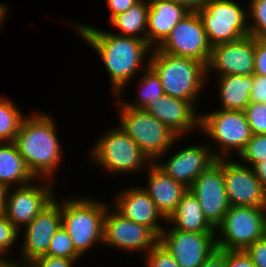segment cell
<instances>
[{
  "mask_svg": "<svg viewBox=\"0 0 266 267\" xmlns=\"http://www.w3.org/2000/svg\"><path fill=\"white\" fill-rule=\"evenodd\" d=\"M149 66L160 77L164 94L193 104L207 78L206 65L198 60L164 53L153 48Z\"/></svg>",
  "mask_w": 266,
  "mask_h": 267,
  "instance_id": "obj_3",
  "label": "cell"
},
{
  "mask_svg": "<svg viewBox=\"0 0 266 267\" xmlns=\"http://www.w3.org/2000/svg\"><path fill=\"white\" fill-rule=\"evenodd\" d=\"M35 182V177L27 168L15 142H0V183L10 188ZM18 183V184H17Z\"/></svg>",
  "mask_w": 266,
  "mask_h": 267,
  "instance_id": "obj_24",
  "label": "cell"
},
{
  "mask_svg": "<svg viewBox=\"0 0 266 267\" xmlns=\"http://www.w3.org/2000/svg\"><path fill=\"white\" fill-rule=\"evenodd\" d=\"M244 251L256 267H266V240L264 238L255 241Z\"/></svg>",
  "mask_w": 266,
  "mask_h": 267,
  "instance_id": "obj_36",
  "label": "cell"
},
{
  "mask_svg": "<svg viewBox=\"0 0 266 267\" xmlns=\"http://www.w3.org/2000/svg\"><path fill=\"white\" fill-rule=\"evenodd\" d=\"M7 7L3 4L0 3V25L2 23L3 18L6 17V13H7ZM5 16V17H4Z\"/></svg>",
  "mask_w": 266,
  "mask_h": 267,
  "instance_id": "obj_46",
  "label": "cell"
},
{
  "mask_svg": "<svg viewBox=\"0 0 266 267\" xmlns=\"http://www.w3.org/2000/svg\"><path fill=\"white\" fill-rule=\"evenodd\" d=\"M174 222L173 229L195 233H214L216 229L204 217L196 196L188 189L176 209L165 220Z\"/></svg>",
  "mask_w": 266,
  "mask_h": 267,
  "instance_id": "obj_23",
  "label": "cell"
},
{
  "mask_svg": "<svg viewBox=\"0 0 266 267\" xmlns=\"http://www.w3.org/2000/svg\"><path fill=\"white\" fill-rule=\"evenodd\" d=\"M25 116L9 99L0 98V142H13Z\"/></svg>",
  "mask_w": 266,
  "mask_h": 267,
  "instance_id": "obj_28",
  "label": "cell"
},
{
  "mask_svg": "<svg viewBox=\"0 0 266 267\" xmlns=\"http://www.w3.org/2000/svg\"><path fill=\"white\" fill-rule=\"evenodd\" d=\"M225 267H256L244 250H225Z\"/></svg>",
  "mask_w": 266,
  "mask_h": 267,
  "instance_id": "obj_37",
  "label": "cell"
},
{
  "mask_svg": "<svg viewBox=\"0 0 266 267\" xmlns=\"http://www.w3.org/2000/svg\"><path fill=\"white\" fill-rule=\"evenodd\" d=\"M263 238L266 240V212L264 216Z\"/></svg>",
  "mask_w": 266,
  "mask_h": 267,
  "instance_id": "obj_47",
  "label": "cell"
},
{
  "mask_svg": "<svg viewBox=\"0 0 266 267\" xmlns=\"http://www.w3.org/2000/svg\"><path fill=\"white\" fill-rule=\"evenodd\" d=\"M150 163L149 184L142 189L149 194L156 208L167 219L189 188L165 174L154 162Z\"/></svg>",
  "mask_w": 266,
  "mask_h": 267,
  "instance_id": "obj_22",
  "label": "cell"
},
{
  "mask_svg": "<svg viewBox=\"0 0 266 267\" xmlns=\"http://www.w3.org/2000/svg\"><path fill=\"white\" fill-rule=\"evenodd\" d=\"M239 157L250 167L266 160V134H253Z\"/></svg>",
  "mask_w": 266,
  "mask_h": 267,
  "instance_id": "obj_30",
  "label": "cell"
},
{
  "mask_svg": "<svg viewBox=\"0 0 266 267\" xmlns=\"http://www.w3.org/2000/svg\"><path fill=\"white\" fill-rule=\"evenodd\" d=\"M7 187L0 183V213H3L5 207Z\"/></svg>",
  "mask_w": 266,
  "mask_h": 267,
  "instance_id": "obj_44",
  "label": "cell"
},
{
  "mask_svg": "<svg viewBox=\"0 0 266 267\" xmlns=\"http://www.w3.org/2000/svg\"><path fill=\"white\" fill-rule=\"evenodd\" d=\"M20 231L6 218L3 213H0V255L4 253L18 240Z\"/></svg>",
  "mask_w": 266,
  "mask_h": 267,
  "instance_id": "obj_34",
  "label": "cell"
},
{
  "mask_svg": "<svg viewBox=\"0 0 266 267\" xmlns=\"http://www.w3.org/2000/svg\"><path fill=\"white\" fill-rule=\"evenodd\" d=\"M100 139L91 154L95 163L105 167L108 172H134L142 170L143 165L150 162L138 144L120 127L107 132Z\"/></svg>",
  "mask_w": 266,
  "mask_h": 267,
  "instance_id": "obj_8",
  "label": "cell"
},
{
  "mask_svg": "<svg viewBox=\"0 0 266 267\" xmlns=\"http://www.w3.org/2000/svg\"><path fill=\"white\" fill-rule=\"evenodd\" d=\"M109 211L107 207L103 222L104 245L146 254L159 243L160 237L152 229L123 217L116 210L114 214Z\"/></svg>",
  "mask_w": 266,
  "mask_h": 267,
  "instance_id": "obj_12",
  "label": "cell"
},
{
  "mask_svg": "<svg viewBox=\"0 0 266 267\" xmlns=\"http://www.w3.org/2000/svg\"><path fill=\"white\" fill-rule=\"evenodd\" d=\"M254 74L224 75L219 78L221 109L244 111L250 102Z\"/></svg>",
  "mask_w": 266,
  "mask_h": 267,
  "instance_id": "obj_25",
  "label": "cell"
},
{
  "mask_svg": "<svg viewBox=\"0 0 266 267\" xmlns=\"http://www.w3.org/2000/svg\"><path fill=\"white\" fill-rule=\"evenodd\" d=\"M140 0H107V6L110 11V20L117 14L123 13L130 9Z\"/></svg>",
  "mask_w": 266,
  "mask_h": 267,
  "instance_id": "obj_40",
  "label": "cell"
},
{
  "mask_svg": "<svg viewBox=\"0 0 266 267\" xmlns=\"http://www.w3.org/2000/svg\"><path fill=\"white\" fill-rule=\"evenodd\" d=\"M254 74L266 76V39L255 38Z\"/></svg>",
  "mask_w": 266,
  "mask_h": 267,
  "instance_id": "obj_38",
  "label": "cell"
},
{
  "mask_svg": "<svg viewBox=\"0 0 266 267\" xmlns=\"http://www.w3.org/2000/svg\"><path fill=\"white\" fill-rule=\"evenodd\" d=\"M266 208L230 206L223 221L215 228L222 237L216 240L220 250H245L263 239Z\"/></svg>",
  "mask_w": 266,
  "mask_h": 267,
  "instance_id": "obj_7",
  "label": "cell"
},
{
  "mask_svg": "<svg viewBox=\"0 0 266 267\" xmlns=\"http://www.w3.org/2000/svg\"><path fill=\"white\" fill-rule=\"evenodd\" d=\"M45 255L64 257L68 259H79L81 257L74 248L68 233L62 226L52 237L49 243L48 252Z\"/></svg>",
  "mask_w": 266,
  "mask_h": 267,
  "instance_id": "obj_29",
  "label": "cell"
},
{
  "mask_svg": "<svg viewBox=\"0 0 266 267\" xmlns=\"http://www.w3.org/2000/svg\"><path fill=\"white\" fill-rule=\"evenodd\" d=\"M246 12L233 0H211L201 8L197 13L210 46L237 41L250 35Z\"/></svg>",
  "mask_w": 266,
  "mask_h": 267,
  "instance_id": "obj_6",
  "label": "cell"
},
{
  "mask_svg": "<svg viewBox=\"0 0 266 267\" xmlns=\"http://www.w3.org/2000/svg\"><path fill=\"white\" fill-rule=\"evenodd\" d=\"M252 168L266 190V160L255 164Z\"/></svg>",
  "mask_w": 266,
  "mask_h": 267,
  "instance_id": "obj_43",
  "label": "cell"
},
{
  "mask_svg": "<svg viewBox=\"0 0 266 267\" xmlns=\"http://www.w3.org/2000/svg\"><path fill=\"white\" fill-rule=\"evenodd\" d=\"M54 120L44 114L25 117L15 144L29 171L35 178H52L61 161V150Z\"/></svg>",
  "mask_w": 266,
  "mask_h": 267,
  "instance_id": "obj_2",
  "label": "cell"
},
{
  "mask_svg": "<svg viewBox=\"0 0 266 267\" xmlns=\"http://www.w3.org/2000/svg\"><path fill=\"white\" fill-rule=\"evenodd\" d=\"M178 5L185 7L189 12H198L205 7L211 0H171Z\"/></svg>",
  "mask_w": 266,
  "mask_h": 267,
  "instance_id": "obj_42",
  "label": "cell"
},
{
  "mask_svg": "<svg viewBox=\"0 0 266 267\" xmlns=\"http://www.w3.org/2000/svg\"><path fill=\"white\" fill-rule=\"evenodd\" d=\"M149 1L140 0L127 11L114 16L110 23L120 30V36H131L146 41ZM138 32H143L139 35Z\"/></svg>",
  "mask_w": 266,
  "mask_h": 267,
  "instance_id": "obj_26",
  "label": "cell"
},
{
  "mask_svg": "<svg viewBox=\"0 0 266 267\" xmlns=\"http://www.w3.org/2000/svg\"><path fill=\"white\" fill-rule=\"evenodd\" d=\"M255 66V38L245 36L237 41L218 44L212 47L207 67L224 75H251Z\"/></svg>",
  "mask_w": 266,
  "mask_h": 267,
  "instance_id": "obj_16",
  "label": "cell"
},
{
  "mask_svg": "<svg viewBox=\"0 0 266 267\" xmlns=\"http://www.w3.org/2000/svg\"><path fill=\"white\" fill-rule=\"evenodd\" d=\"M189 190L196 196L204 217L216 228L230 208L223 178V159L216 160L196 177Z\"/></svg>",
  "mask_w": 266,
  "mask_h": 267,
  "instance_id": "obj_11",
  "label": "cell"
},
{
  "mask_svg": "<svg viewBox=\"0 0 266 267\" xmlns=\"http://www.w3.org/2000/svg\"><path fill=\"white\" fill-rule=\"evenodd\" d=\"M146 260L147 267H180L160 242L146 253Z\"/></svg>",
  "mask_w": 266,
  "mask_h": 267,
  "instance_id": "obj_33",
  "label": "cell"
},
{
  "mask_svg": "<svg viewBox=\"0 0 266 267\" xmlns=\"http://www.w3.org/2000/svg\"><path fill=\"white\" fill-rule=\"evenodd\" d=\"M191 101L174 98L169 95L159 97L150 102L143 110L168 126L179 137L200 127V116H197L195 106Z\"/></svg>",
  "mask_w": 266,
  "mask_h": 267,
  "instance_id": "obj_19",
  "label": "cell"
},
{
  "mask_svg": "<svg viewBox=\"0 0 266 267\" xmlns=\"http://www.w3.org/2000/svg\"><path fill=\"white\" fill-rule=\"evenodd\" d=\"M200 267H225V250L215 249Z\"/></svg>",
  "mask_w": 266,
  "mask_h": 267,
  "instance_id": "obj_41",
  "label": "cell"
},
{
  "mask_svg": "<svg viewBox=\"0 0 266 267\" xmlns=\"http://www.w3.org/2000/svg\"><path fill=\"white\" fill-rule=\"evenodd\" d=\"M223 158V178L230 206L266 208V190L252 167Z\"/></svg>",
  "mask_w": 266,
  "mask_h": 267,
  "instance_id": "obj_13",
  "label": "cell"
},
{
  "mask_svg": "<svg viewBox=\"0 0 266 267\" xmlns=\"http://www.w3.org/2000/svg\"><path fill=\"white\" fill-rule=\"evenodd\" d=\"M148 1L147 29L149 31H146V42L157 48L169 36L175 25L190 12L171 0Z\"/></svg>",
  "mask_w": 266,
  "mask_h": 267,
  "instance_id": "obj_21",
  "label": "cell"
},
{
  "mask_svg": "<svg viewBox=\"0 0 266 267\" xmlns=\"http://www.w3.org/2000/svg\"><path fill=\"white\" fill-rule=\"evenodd\" d=\"M46 184L37 186L30 183L25 186L15 187L14 191L8 188L6 193L3 214L19 230L21 225H28L54 200L49 180Z\"/></svg>",
  "mask_w": 266,
  "mask_h": 267,
  "instance_id": "obj_15",
  "label": "cell"
},
{
  "mask_svg": "<svg viewBox=\"0 0 266 267\" xmlns=\"http://www.w3.org/2000/svg\"><path fill=\"white\" fill-rule=\"evenodd\" d=\"M209 146L208 144L189 146L172 155L165 164H158L157 161L154 163L172 179L190 188L196 177L217 160L219 152H211Z\"/></svg>",
  "mask_w": 266,
  "mask_h": 267,
  "instance_id": "obj_17",
  "label": "cell"
},
{
  "mask_svg": "<svg viewBox=\"0 0 266 267\" xmlns=\"http://www.w3.org/2000/svg\"><path fill=\"white\" fill-rule=\"evenodd\" d=\"M250 13L254 24L249 27L250 35L257 39H266V0H251Z\"/></svg>",
  "mask_w": 266,
  "mask_h": 267,
  "instance_id": "obj_31",
  "label": "cell"
},
{
  "mask_svg": "<svg viewBox=\"0 0 266 267\" xmlns=\"http://www.w3.org/2000/svg\"><path fill=\"white\" fill-rule=\"evenodd\" d=\"M76 260L78 259L42 255L32 259L24 267H72Z\"/></svg>",
  "mask_w": 266,
  "mask_h": 267,
  "instance_id": "obj_35",
  "label": "cell"
},
{
  "mask_svg": "<svg viewBox=\"0 0 266 267\" xmlns=\"http://www.w3.org/2000/svg\"><path fill=\"white\" fill-rule=\"evenodd\" d=\"M157 48L164 53L201 61L206 66L212 49L197 12H190L180 20Z\"/></svg>",
  "mask_w": 266,
  "mask_h": 267,
  "instance_id": "obj_10",
  "label": "cell"
},
{
  "mask_svg": "<svg viewBox=\"0 0 266 267\" xmlns=\"http://www.w3.org/2000/svg\"><path fill=\"white\" fill-rule=\"evenodd\" d=\"M20 262L16 261H9L5 258H2V256H0V267H22V264Z\"/></svg>",
  "mask_w": 266,
  "mask_h": 267,
  "instance_id": "obj_45",
  "label": "cell"
},
{
  "mask_svg": "<svg viewBox=\"0 0 266 267\" xmlns=\"http://www.w3.org/2000/svg\"><path fill=\"white\" fill-rule=\"evenodd\" d=\"M215 233H195L164 229L159 242L180 267H200L216 248Z\"/></svg>",
  "mask_w": 266,
  "mask_h": 267,
  "instance_id": "obj_14",
  "label": "cell"
},
{
  "mask_svg": "<svg viewBox=\"0 0 266 267\" xmlns=\"http://www.w3.org/2000/svg\"><path fill=\"white\" fill-rule=\"evenodd\" d=\"M244 113L252 134H266V104L251 102Z\"/></svg>",
  "mask_w": 266,
  "mask_h": 267,
  "instance_id": "obj_32",
  "label": "cell"
},
{
  "mask_svg": "<svg viewBox=\"0 0 266 267\" xmlns=\"http://www.w3.org/2000/svg\"><path fill=\"white\" fill-rule=\"evenodd\" d=\"M147 66H145L146 70H144V76L140 80V85L142 88L139 91V97L135 100L138 101L135 103H126L121 102L125 106H128L132 109H144L150 102H155L159 99V97H162L164 95L163 86L160 80V77L156 74V72L149 66V60L148 63H146Z\"/></svg>",
  "mask_w": 266,
  "mask_h": 267,
  "instance_id": "obj_27",
  "label": "cell"
},
{
  "mask_svg": "<svg viewBox=\"0 0 266 267\" xmlns=\"http://www.w3.org/2000/svg\"><path fill=\"white\" fill-rule=\"evenodd\" d=\"M250 102L266 104V76L254 74Z\"/></svg>",
  "mask_w": 266,
  "mask_h": 267,
  "instance_id": "obj_39",
  "label": "cell"
},
{
  "mask_svg": "<svg viewBox=\"0 0 266 267\" xmlns=\"http://www.w3.org/2000/svg\"><path fill=\"white\" fill-rule=\"evenodd\" d=\"M71 199L61 205V226L83 256L92 244L103 242V222L108 206L89 198Z\"/></svg>",
  "mask_w": 266,
  "mask_h": 267,
  "instance_id": "obj_4",
  "label": "cell"
},
{
  "mask_svg": "<svg viewBox=\"0 0 266 267\" xmlns=\"http://www.w3.org/2000/svg\"><path fill=\"white\" fill-rule=\"evenodd\" d=\"M116 211L123 217L152 229L159 237L165 229L157 224L159 218L166 219L156 208L149 194L142 188H129L116 197Z\"/></svg>",
  "mask_w": 266,
  "mask_h": 267,
  "instance_id": "obj_20",
  "label": "cell"
},
{
  "mask_svg": "<svg viewBox=\"0 0 266 267\" xmlns=\"http://www.w3.org/2000/svg\"><path fill=\"white\" fill-rule=\"evenodd\" d=\"M82 38L92 46L102 58L107 73H109L116 99L127 82L137 74L142 67L143 57L151 54L153 49L146 41L114 33L98 30L88 25H78ZM131 78V79H130Z\"/></svg>",
  "mask_w": 266,
  "mask_h": 267,
  "instance_id": "obj_1",
  "label": "cell"
},
{
  "mask_svg": "<svg viewBox=\"0 0 266 267\" xmlns=\"http://www.w3.org/2000/svg\"><path fill=\"white\" fill-rule=\"evenodd\" d=\"M201 128L214 142H219L222 154H217V160L227 156L231 149L239 156L253 135L244 111L221 109L200 115Z\"/></svg>",
  "mask_w": 266,
  "mask_h": 267,
  "instance_id": "obj_9",
  "label": "cell"
},
{
  "mask_svg": "<svg viewBox=\"0 0 266 267\" xmlns=\"http://www.w3.org/2000/svg\"><path fill=\"white\" fill-rule=\"evenodd\" d=\"M22 255L24 267L32 259L45 255L48 252L49 243L61 227V205L54 200L41 213H39L28 225L24 226Z\"/></svg>",
  "mask_w": 266,
  "mask_h": 267,
  "instance_id": "obj_18",
  "label": "cell"
},
{
  "mask_svg": "<svg viewBox=\"0 0 266 267\" xmlns=\"http://www.w3.org/2000/svg\"><path fill=\"white\" fill-rule=\"evenodd\" d=\"M117 103L121 106L120 128L138 144L151 162L162 157L179 138L168 126L143 109L125 106L120 99Z\"/></svg>",
  "mask_w": 266,
  "mask_h": 267,
  "instance_id": "obj_5",
  "label": "cell"
}]
</instances>
